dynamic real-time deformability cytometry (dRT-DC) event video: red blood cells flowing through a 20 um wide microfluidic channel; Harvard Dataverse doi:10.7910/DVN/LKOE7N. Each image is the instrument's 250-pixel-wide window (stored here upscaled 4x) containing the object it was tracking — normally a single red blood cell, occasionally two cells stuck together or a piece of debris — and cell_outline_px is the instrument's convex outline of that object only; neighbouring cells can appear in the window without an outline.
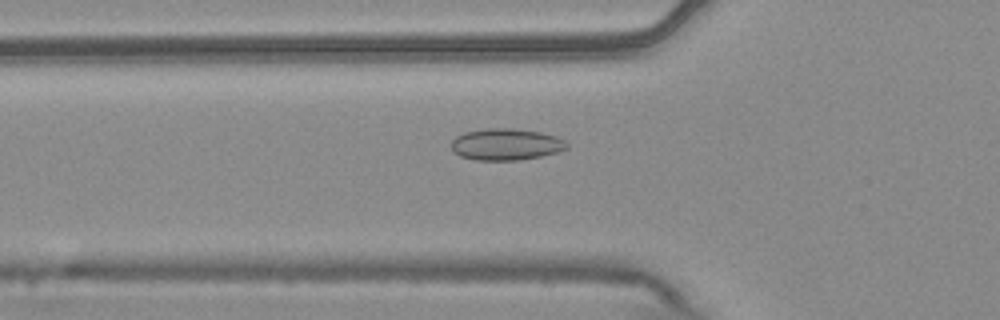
{"species": "common noctule bat (a hibernating species)", "species_latin": "Nyctalus noctula", "temperature_condition": "warm", "stored_images_in_passage": 42, "camera_frame_rate_fps": 3000, "um_per_image_px": 0.085, "animal": {"sex": "male", "body_mass_g": 20.4}, "frame": {"image": 1, "passage_image": 7, "time_ms": 2.0, "image_size_px": [1000, 320], "cell_outline_px": [[568, 148], [560, 152], [540, 156], [516, 160], [476, 160], [460, 156], [452, 152], [452, 140], [456, 136], [464, 132], [488, 128], [512, 128], [540, 132], [556, 136], [564, 140], [568, 144]], "centroid_in_image_um": [43.01, 12.27], "position_along_channel_um": 82.8, "area_um2": 21.39}}
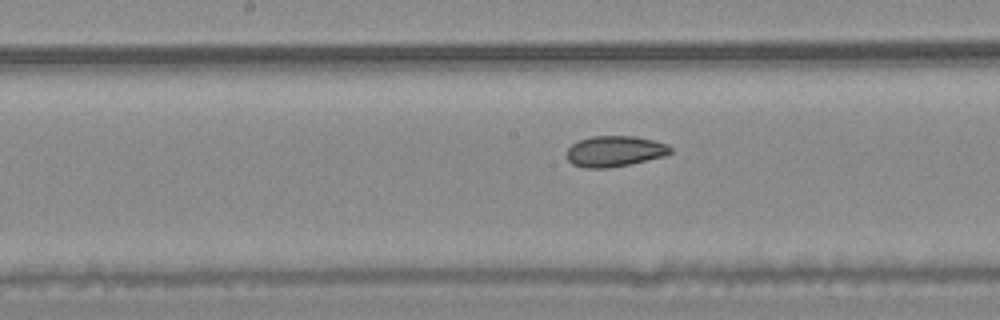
{"frame": {"image": 2, "passage_image": 16, "time_ms": 5.0, "image_size_px": [1000, 320], "cell_outline_px": [[672, 152], [664, 156], [628, 164], [608, 168], [584, 168], [572, 164], [568, 160], [568, 148], [572, 144], [580, 140], [592, 136], [636, 136], [656, 140], [668, 144], [672, 148]], "centroid_in_image_um": [52.28, 12.85], "position_along_channel_um": 195.9, "area_um2": 18.61}}
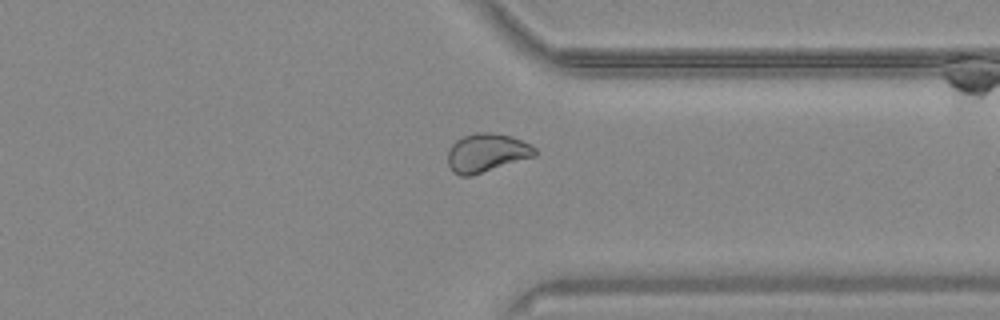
{"frame": {"image": 3, "passage_image": 30, "time_ms": 9.667, "image_size_px": [1000, 320], "cell_outline_px": [[536, 156], [472, 176], [460, 176], [452, 172], [448, 164], [448, 152], [452, 144], [456, 140], [464, 136], [476, 132], [492, 132], [512, 136], [536, 148]], "centroid_in_image_um": [41.35, 13.0], "position_along_channel_um": 370.0, "area_um2": 19.71}, "authors_computed_cell_mechanics": {"area_um2": 19.363, "velocity_mm_per_s": 3.7448, "shape_relaxation_time_tau1_ms": null, "shape_relaxation_time_tau2_ms": 2.2089, "deformation_change_tau1": null, "deformation_change_tau2": 0.0458}}